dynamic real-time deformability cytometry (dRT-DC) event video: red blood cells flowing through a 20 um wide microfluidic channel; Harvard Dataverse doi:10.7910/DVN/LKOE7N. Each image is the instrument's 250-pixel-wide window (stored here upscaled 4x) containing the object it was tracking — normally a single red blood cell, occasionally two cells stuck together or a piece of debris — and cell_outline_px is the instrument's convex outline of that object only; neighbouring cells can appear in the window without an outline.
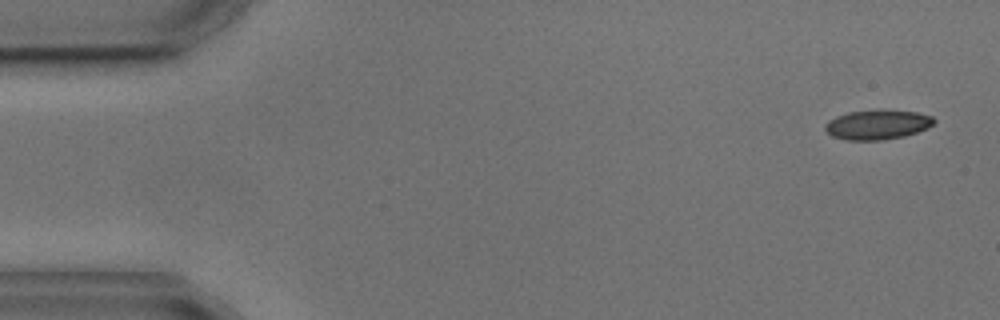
{"species": "common noctule bat (a hibernating species)", "species_latin": "Nyctalus noctula", "temperature_condition": "cold", "stored_images_in_passage": 5, "camera_frame_rate_fps": 3000, "um_per_image_px": 0.085, "animal": {"sex": "male", "body_mass_g": 17.9, "forearm_length_mm": 54.2}, "frame": {"image": 1, "passage_image": 1, "time_ms": 0.0, "image_size_px": [1000, 320], "cell_outline_px": [[936, 120], [928, 128], [904, 136], [884, 140], [848, 140], [832, 136], [824, 128], [824, 124], [828, 120], [836, 116], [848, 112], [916, 112], [932, 116]], "centroid_in_image_um": [74.55, 10.63], "position_along_channel_um": 10.4, "area_um2": 18.15}}
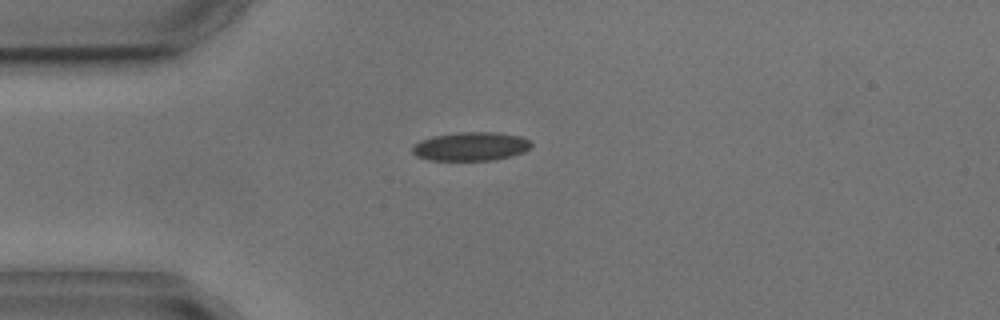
{"frame": {"image": 2, "passage_image": 4, "time_ms": 3.667, "image_size_px": [1000, 320], "cell_outline_px": [[532, 144], [524, 152], [512, 156], [492, 160], [428, 160], [416, 156], [412, 152], [412, 148], [420, 140], [432, 136], [460, 132], [500, 132], [520, 136], [532, 140]], "centroid_in_image_um": [40.04, 12.44], "position_along_channel_um": 45.0, "area_um2": 20.0}}
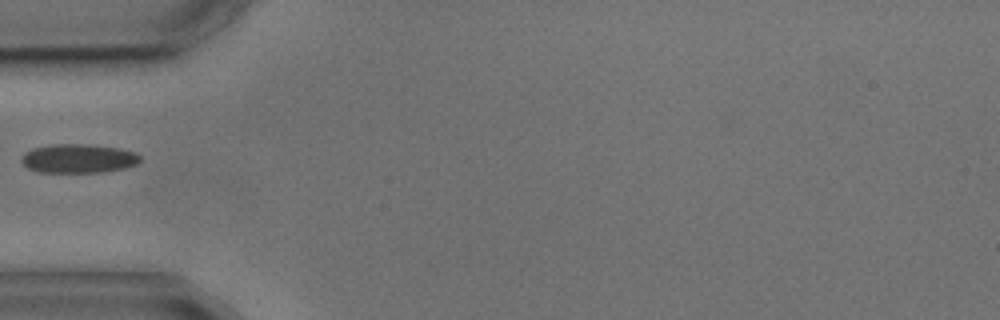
{"frame": {"image": 3, "passage_image": 5, "time_ms": 5.0, "image_size_px": [1000, 320], "cell_outline_px": [[140, 160], [136, 164], [124, 168], [104, 172], [40, 172], [28, 168], [20, 160], [20, 156], [24, 152], [32, 148], [52, 144], [88, 144], [120, 148], [136, 152], [140, 156]], "centroid_in_image_um": [6.65, 13.46], "position_along_channel_um": 78.4, "area_um2": 20.17}}